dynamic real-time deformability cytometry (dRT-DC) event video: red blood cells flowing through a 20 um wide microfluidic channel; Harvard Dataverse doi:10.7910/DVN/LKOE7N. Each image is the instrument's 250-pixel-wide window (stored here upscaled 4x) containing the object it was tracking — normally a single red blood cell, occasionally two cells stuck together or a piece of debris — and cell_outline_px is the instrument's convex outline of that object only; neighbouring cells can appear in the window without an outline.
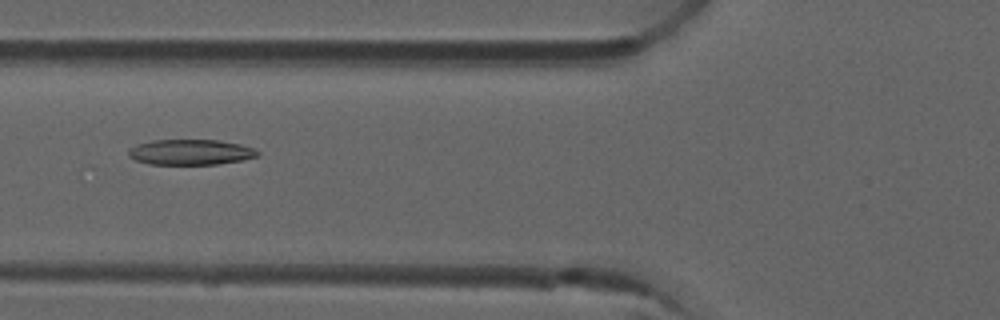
{"species": "common noctule bat (a hibernating species)", "species_latin": "Nyctalus noctula", "temperature_condition": "room temperature", "stored_images_in_passage": 4, "camera_frame_rate_fps": 3000, "um_per_image_px": 0.085, "animal": {"sex": "male", "forearm_length_mm": 52.5}, "frame": {"image": 1, "passage_image": 4, "time_ms": 1.0, "image_size_px": [1000, 320], "cell_outline_px": [[260, 152], [256, 156], [240, 160], [216, 164], [148, 164], [136, 160], [128, 156], [128, 148], [136, 144], [152, 140], [216, 140], [240, 144], [252, 148]], "centroid_in_image_um": [16.13, 12.92], "position_along_channel_um": 109.7, "area_um2": 19.02}}